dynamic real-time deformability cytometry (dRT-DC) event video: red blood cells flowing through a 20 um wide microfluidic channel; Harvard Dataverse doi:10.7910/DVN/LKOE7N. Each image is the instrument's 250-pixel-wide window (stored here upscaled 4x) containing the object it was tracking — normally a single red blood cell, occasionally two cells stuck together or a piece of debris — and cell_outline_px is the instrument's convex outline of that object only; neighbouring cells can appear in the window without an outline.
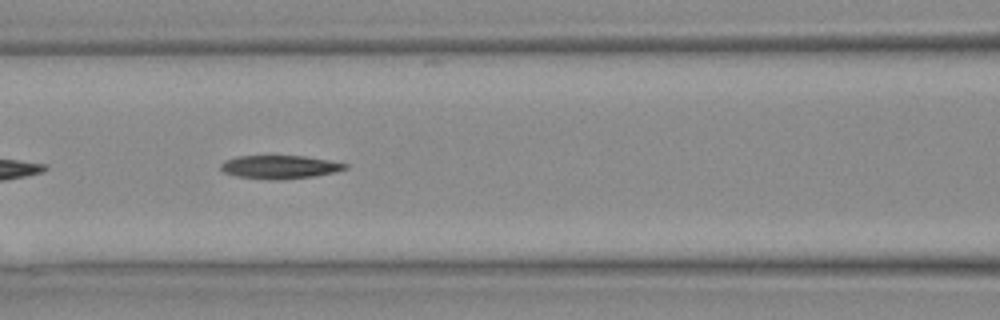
{"species": "Egyptian fruit bat (a non-hibernating species)", "species_latin": "Rousettus aegyptiacus", "temperature_condition": "warm", "stored_images_in_passage": 30, "camera_frame_rate_fps": 3000, "um_per_image_px": 0.085, "animal": {"sex": "female"}, "frame": {"image": 1, "passage_image": 13, "time_ms": 4.0, "image_size_px": [1000, 320], "cell_outline_px": [[348, 168], [336, 172], [316, 176], [236, 176], [224, 172], [220, 168], [220, 164], [224, 160], [236, 156], [304, 156], [328, 160], [348, 164]], "centroid_in_image_um": [23.8, 14.13], "position_along_channel_um": 142.8, "area_um2": 15.78}}
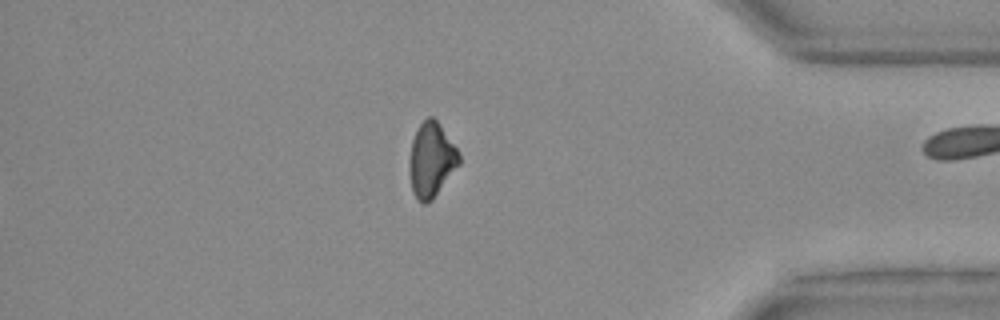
{"frame": {"image": 2, "passage_image": 30, "time_ms": 9.667, "image_size_px": [1000, 320], "cell_outline_px": [[460, 164], [432, 200], [424, 204], [420, 204], [412, 192], [408, 168], [408, 164], [412, 140], [420, 124], [428, 116], [432, 116], [440, 124], [456, 148], [460, 156]], "centroid_in_image_um": [36.64, 13.62], "position_along_channel_um": 398.6, "area_um2": 21.68}}